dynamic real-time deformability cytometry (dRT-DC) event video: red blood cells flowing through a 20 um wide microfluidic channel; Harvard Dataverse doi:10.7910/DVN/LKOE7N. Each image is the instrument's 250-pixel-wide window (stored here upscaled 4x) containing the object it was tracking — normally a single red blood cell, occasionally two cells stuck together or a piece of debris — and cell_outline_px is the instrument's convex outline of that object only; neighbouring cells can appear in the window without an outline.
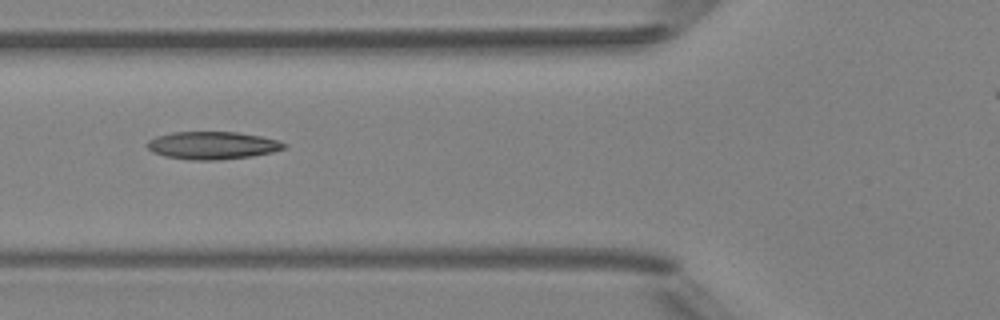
{"species": "Egyptian fruit bat (a non-hibernating species)", "species_latin": "Rousettus aegyptiacus", "temperature_condition": "room temperature", "stored_images_in_passage": 2, "camera_frame_rate_fps": 3000, "um_per_image_px": 0.085, "animal": {"sex": "female"}, "frame": {"image": 1, "passage_image": 2, "time_ms": 1.0, "image_size_px": [1000, 320], "cell_outline_px": [[288, 148], [272, 152], [252, 156], [220, 160], [188, 160], [164, 156], [152, 152], [144, 144], [148, 140], [156, 136], [172, 132], [236, 132], [260, 136], [280, 140], [288, 144]], "centroid_in_image_um": [18.06, 12.36], "position_along_channel_um": 107.7, "area_um2": 22.43}}